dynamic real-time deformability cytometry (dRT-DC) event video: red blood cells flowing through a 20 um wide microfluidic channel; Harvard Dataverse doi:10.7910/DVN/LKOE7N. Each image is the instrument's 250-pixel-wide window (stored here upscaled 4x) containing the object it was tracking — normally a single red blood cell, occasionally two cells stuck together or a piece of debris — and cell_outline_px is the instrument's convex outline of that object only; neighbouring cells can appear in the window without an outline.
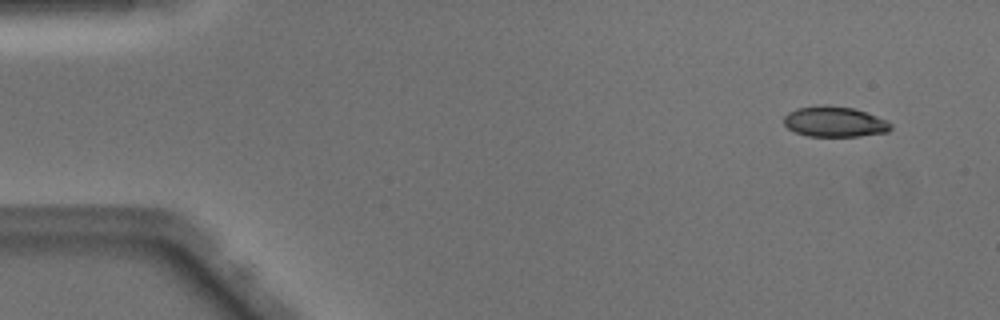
{"species": "Egyptian fruit bat (a non-hibernating species)", "species_latin": "Rousettus aegyptiacus", "temperature_condition": "warm", "stored_images_in_passage": 15, "camera_frame_rate_fps": 3000, "um_per_image_px": 0.085, "animal": {"sex": "male"}, "frame": {"image": 1, "passage_image": 3, "time_ms": 0.667, "image_size_px": [1000, 320], "cell_outline_px": [[892, 128], [888, 132], [860, 136], [808, 136], [796, 132], [788, 128], [784, 124], [784, 116], [788, 112], [796, 108], [824, 104], [828, 104], [852, 108], [888, 120], [892, 124]], "centroid_in_image_um": [70.94, 10.34], "position_along_channel_um": 14.1, "area_um2": 19.07}}